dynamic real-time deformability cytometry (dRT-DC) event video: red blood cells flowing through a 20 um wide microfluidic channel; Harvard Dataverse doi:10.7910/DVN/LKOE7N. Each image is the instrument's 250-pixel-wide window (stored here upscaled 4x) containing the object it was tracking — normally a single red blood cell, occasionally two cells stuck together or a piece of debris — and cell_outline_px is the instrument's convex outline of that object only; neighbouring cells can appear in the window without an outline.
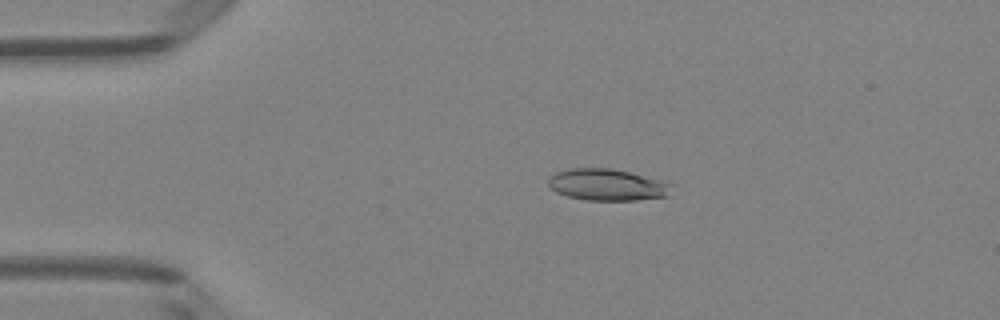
{"species": "Egyptian fruit bat (a non-hibernating species)", "species_latin": "Rousettus aegyptiacus", "temperature_condition": "room temperature", "stored_images_in_passage": 42, "camera_frame_rate_fps": 3000, "um_per_image_px": 0.085, "animal": {"sex": "female"}, "frame": {"image": 1, "passage_image": 2, "time_ms": 0.333, "image_size_px": [1000, 320], "cell_outline_px": [[672, 184], [668, 196], [636, 200], [588, 200], [568, 196], [556, 192], [548, 184], [548, 176], [556, 172], [568, 168], [612, 168], [668, 180]], "centroid_in_image_um": [51.65, 15.69], "position_along_channel_um": 33.3, "area_um2": 23.06}}
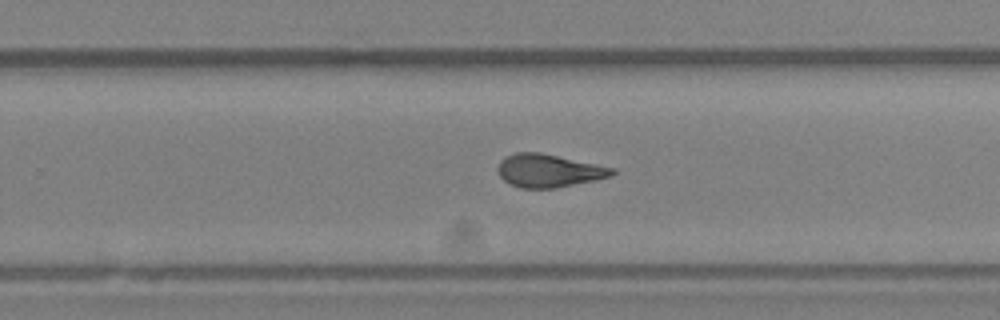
{"frame": {"image": 2, "passage_image": 24, "time_ms": 7.667, "image_size_px": [1000, 320], "cell_outline_px": [[616, 172], [612, 176], [596, 180], [556, 188], [520, 188], [508, 184], [500, 176], [496, 168], [500, 160], [516, 152], [540, 152], [616, 168]], "centroid_in_image_um": [46.65, 14.51], "position_along_channel_um": 283.2, "area_um2": 22.2}}
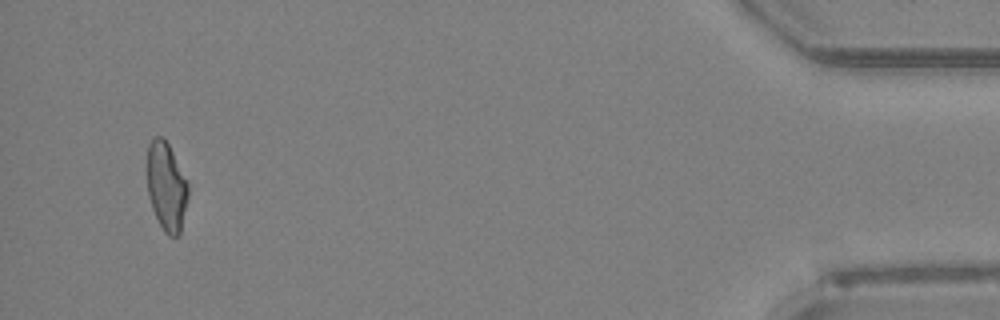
{"frame": {"image": 3, "passage_image": 40, "time_ms": 13.0, "image_size_px": [1000, 320], "cell_outline_px": [[188, 200], [180, 232], [176, 236], [168, 236], [164, 232], [152, 208], [148, 196], [148, 144], [156, 136], [164, 136], [188, 180]], "centroid_in_image_um": [14.17, 15.84], "position_along_channel_um": 421.0, "area_um2": 21.21}, "authors_computed_cell_mechanics": {"area_um2": 22.1085, "velocity_mm_per_s": 4.0278, "shape_relaxation_time_tau1_ms": 7.315, "shape_relaxation_time_tau2_ms": 1.7107, "deformation_change_tau1": 0.1916, "deformation_change_tau2": 0.1037}}